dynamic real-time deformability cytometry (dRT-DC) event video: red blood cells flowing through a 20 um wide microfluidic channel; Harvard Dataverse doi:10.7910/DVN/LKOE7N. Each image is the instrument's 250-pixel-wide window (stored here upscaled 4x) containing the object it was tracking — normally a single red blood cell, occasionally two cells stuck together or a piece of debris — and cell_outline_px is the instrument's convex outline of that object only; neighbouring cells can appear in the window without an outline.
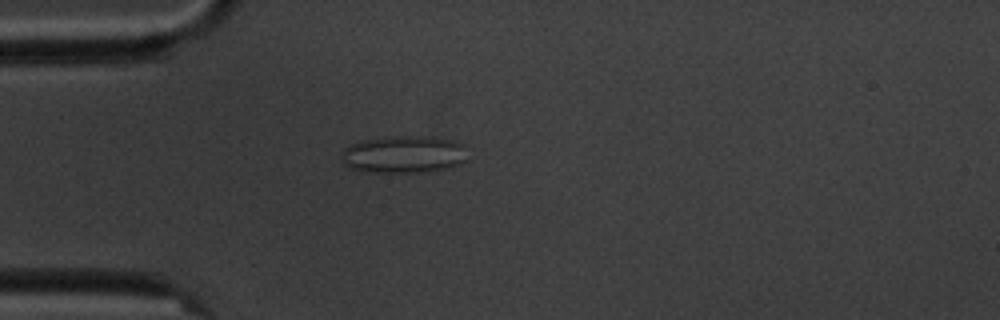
{"species": "common noctule bat (a hibernating species)", "species_latin": "Nyctalus noctula", "temperature_condition": "cold", "stored_images_in_passage": 6, "camera_frame_rate_fps": 3000, "um_per_image_px": 0.085, "animal": {"sex": "male", "body_mass_g": 20.1, "forearm_length_mm": 53.5}, "frame": {"image": 1, "passage_image": 5, "time_ms": 4.667, "image_size_px": [1000, 320], "cell_outline_px": [[468, 160], [452, 168], [432, 172], [364, 172], [352, 168], [344, 164], [340, 156], [340, 152], [348, 144], [364, 140], [392, 136], [432, 136], [452, 140], [464, 144]], "centroid_in_image_um": [34.35, 13.13], "position_along_channel_um": 50.6, "area_um2": 28.15}}